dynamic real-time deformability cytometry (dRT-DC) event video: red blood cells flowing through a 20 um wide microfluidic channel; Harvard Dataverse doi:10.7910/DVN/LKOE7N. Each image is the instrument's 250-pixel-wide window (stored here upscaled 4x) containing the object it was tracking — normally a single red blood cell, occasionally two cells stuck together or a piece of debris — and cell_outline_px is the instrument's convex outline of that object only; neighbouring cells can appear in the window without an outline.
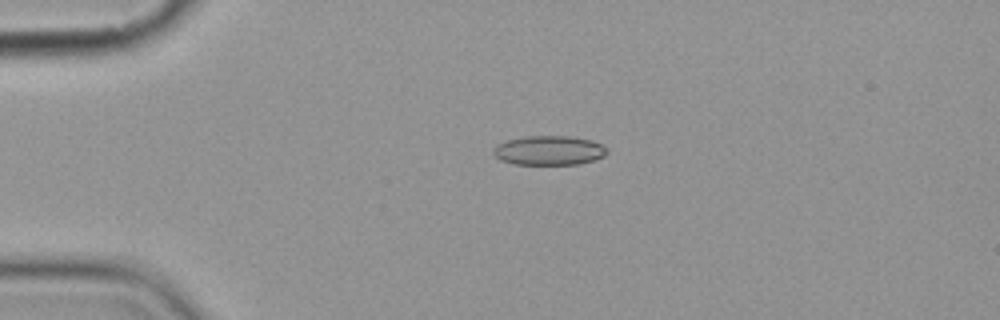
{"species": "common noctule bat (a hibernating species)", "species_latin": "Nyctalus noctula", "temperature_condition": "cold", "stored_images_in_passage": 3, "camera_frame_rate_fps": 3000, "um_per_image_px": 0.085, "animal": {"sex": "female", "body_mass_g": 19.9}, "frame": {"image": 1, "passage_image": 2, "time_ms": 1.0, "image_size_px": [1000, 320], "cell_outline_px": [[608, 152], [604, 156], [596, 160], [580, 164], [512, 164], [500, 160], [492, 152], [492, 148], [496, 144], [504, 140], [524, 136], [568, 136], [592, 140], [608, 148]], "centroid_in_image_um": [46.65, 12.78], "position_along_channel_um": 38.4, "area_um2": 19.77}}